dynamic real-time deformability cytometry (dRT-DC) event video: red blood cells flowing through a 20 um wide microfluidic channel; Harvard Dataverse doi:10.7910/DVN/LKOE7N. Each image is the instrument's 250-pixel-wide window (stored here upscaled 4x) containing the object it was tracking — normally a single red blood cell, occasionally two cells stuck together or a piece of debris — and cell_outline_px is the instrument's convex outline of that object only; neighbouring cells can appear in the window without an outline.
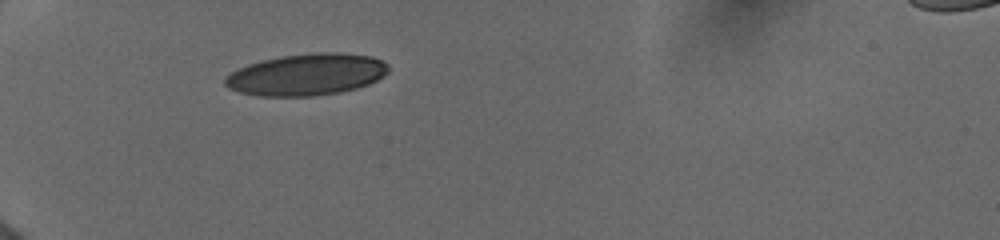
{"species": "human", "species_latin": "Homo sapiens", "temperature_condition": "cold", "stored_images_in_passage": 31, "camera_frame_rate_fps": 3000, "um_per_image_px": 0.085, "donor": {"sex": "female"}, "frame": {"image": 1, "passage_image": 1, "time_ms": 0.0, "image_size_px": [1000, 240], "cell_outline_px": [[388, 72], [384, 76], [368, 84], [356, 88], [340, 92], [312, 96], [260, 96], [240, 92], [228, 88], [224, 84], [224, 80], [232, 72], [248, 64], [280, 56], [316, 52], [340, 52], [372, 56], [384, 60], [388, 64]], "centroid_in_image_um": [26.1, 6.33], "position_along_channel_um": 58.9, "area_um2": 39.71}}
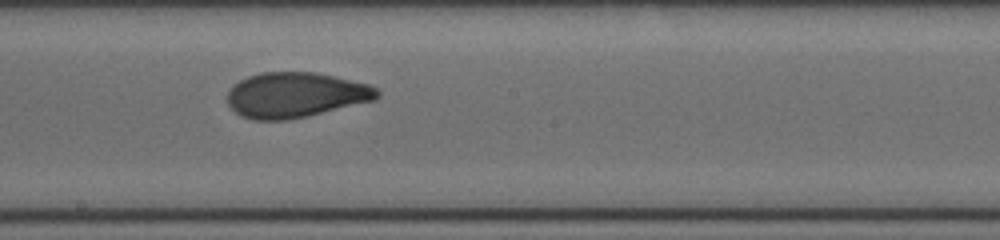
{"frame": {"image": 2, "passage_image": 13, "time_ms": 4.667, "image_size_px": [1000, 240], "cell_outline_px": [[380, 96], [376, 100], [308, 116], [288, 120], [252, 120], [240, 116], [228, 104], [228, 92], [240, 80], [248, 76], [260, 72], [316, 72], [368, 84], [376, 88], [380, 92]], "centroid_in_image_um": [25.14, 8.08], "position_along_channel_um": 223.1, "area_um2": 39.54}}
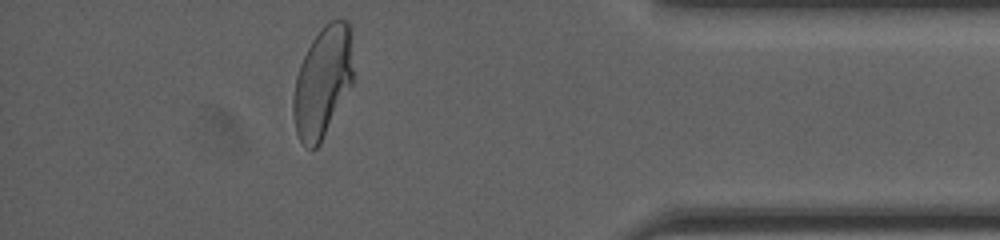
{"frame": {"image": 3, "passage_image": 27, "time_ms": 10.0, "image_size_px": [1000, 240], "cell_outline_px": [[352, 84], [320, 144], [312, 152], [300, 140], [296, 132], [292, 112], [292, 100], [296, 76], [300, 64], [312, 40], [320, 28], [324, 24], [332, 20], [348, 20], [352, 68]], "centroid_in_image_um": [27.39, 7.01], "position_along_channel_um": 407.8, "area_um2": 38.38}, "authors_computed_cell_mechanics": {"area_um2": 39.593, "velocity_mm_per_s": 3.9639, "shape_relaxation_time_tau1_ms": 4.3203, "shape_relaxation_time_tau2_ms": 1.2106, "deformation_change_tau1": 0.1807, "deformation_change_tau2": 0.0691}}